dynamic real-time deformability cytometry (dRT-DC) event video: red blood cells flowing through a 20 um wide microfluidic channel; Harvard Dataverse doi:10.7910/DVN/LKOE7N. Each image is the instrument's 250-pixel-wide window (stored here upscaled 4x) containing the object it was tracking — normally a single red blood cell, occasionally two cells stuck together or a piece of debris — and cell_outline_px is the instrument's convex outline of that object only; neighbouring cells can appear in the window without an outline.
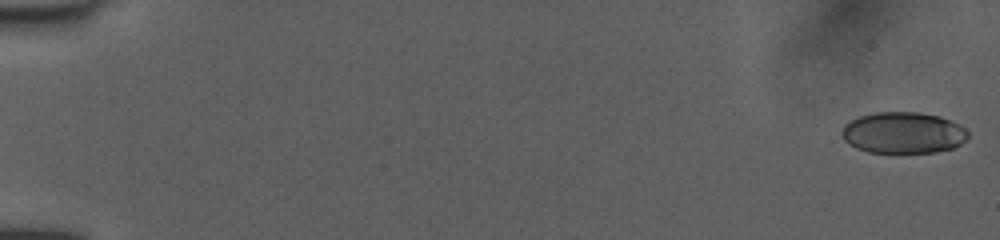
{"species": "human", "species_latin": "Homo sapiens", "temperature_condition": "room temperature", "stored_images_in_passage": 52, "camera_frame_rate_fps": 3000, "um_per_image_px": 0.085, "donor": {"sex": "female"}, "frame": {"image": 1, "passage_image": 1, "time_ms": 0.0, "image_size_px": [1000, 240], "cell_outline_px": [[968, 140], [952, 148], [936, 152], [868, 152], [856, 148], [848, 144], [844, 140], [840, 132], [844, 124], [860, 116], [872, 112], [920, 112], [940, 116], [964, 128], [968, 132]], "centroid_in_image_um": [76.74, 11.28], "position_along_channel_um": 8.3, "area_um2": 30.46}}
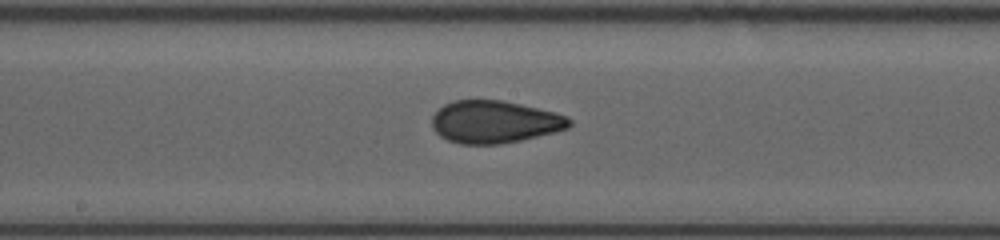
{"frame": {"image": 2, "passage_image": 29, "time_ms": 9.333, "image_size_px": [1000, 240], "cell_outline_px": [[572, 124], [568, 128], [556, 132], [520, 140], [500, 144], [460, 144], [448, 140], [440, 136], [432, 128], [432, 116], [444, 104], [456, 100], [504, 100], [556, 112], [568, 116], [572, 120]], "centroid_in_image_um": [42.06, 10.36], "position_along_channel_um": 206.1, "area_um2": 34.16}}
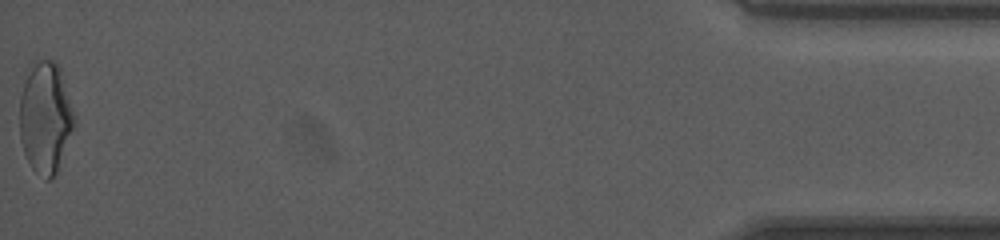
{"frame": {"image": 3, "passage_image": 52, "time_ms": 17.0, "image_size_px": [1000, 240], "cell_outline_px": [[76, 124], [56, 172], [52, 180], [48, 180], [32, 168], [24, 152], [20, 140], [20, 96], [28, 64], [36, 60], [56, 60], [60, 68], [76, 116]], "centroid_in_image_um": [3.87, 9.93], "position_along_channel_um": 431.3, "area_um2": 35.89}, "authors_computed_cell_mechanics": {"area_um2": 33.0616, "velocity_mm_per_s": 4.0771, "shape_relaxation_time_tau1_ms": 6.1736, "shape_relaxation_time_tau2_ms": 0.9508, "deformation_change_tau1": 0.1701, "deformation_change_tau2": 0.0693}}